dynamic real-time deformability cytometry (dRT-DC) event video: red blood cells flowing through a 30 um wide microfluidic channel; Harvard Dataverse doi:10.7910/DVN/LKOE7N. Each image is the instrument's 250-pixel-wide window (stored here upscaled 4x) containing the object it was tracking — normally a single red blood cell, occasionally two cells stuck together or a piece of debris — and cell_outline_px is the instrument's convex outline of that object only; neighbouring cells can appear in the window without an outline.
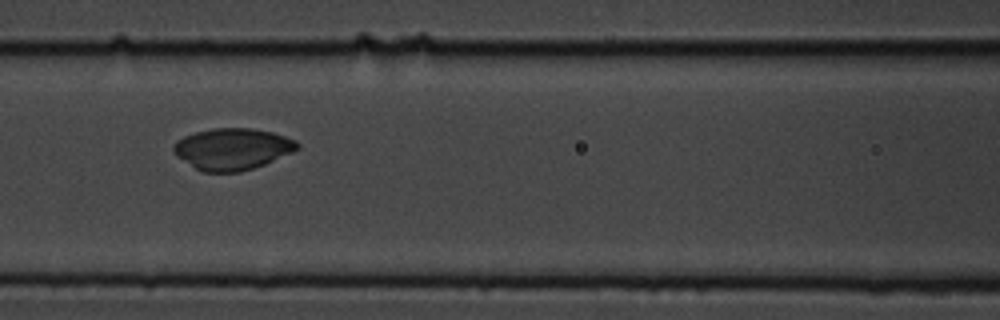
{"species": "common noctule bat (a hibernating species)", "species_latin": "Nyctalus noctula", "temperature_condition": "cold", "stored_images_in_passage": 8, "camera_frame_rate_fps": 3000, "um_per_image_px": 0.085, "animal": {"sex": "male", "body_mass_g": 19.5, "forearm_length_mm": 54.6}, "frame": {"image": 1, "passage_image": 6, "time_ms": 1.667, "image_size_px": [1000, 320], "cell_outline_px": [[300, 148], [292, 152], [264, 164], [240, 172], [204, 172], [196, 168], [176, 156], [172, 148], [176, 140], [184, 136], [196, 132], [212, 128], [252, 128], [272, 132], [296, 140], [300, 144]], "centroid_in_image_um": [19.75, 12.65], "position_along_channel_um": 146.8, "area_um2": 29.88}}
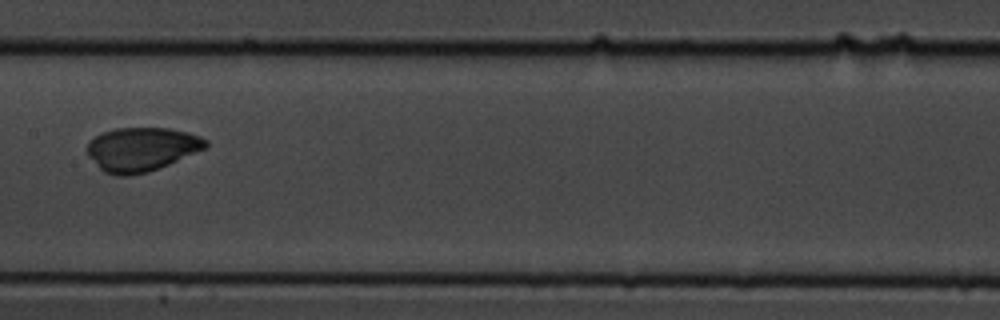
{"frame": {"image": 2, "passage_image": 7, "time_ms": 2.0, "image_size_px": [1000, 320], "cell_outline_px": [[208, 148], [148, 172], [128, 176], [116, 176], [104, 172], [88, 156], [88, 140], [104, 132], [116, 128], [168, 128], [188, 132], [200, 136], [208, 140]], "centroid_in_image_um": [12.06, 12.68], "position_along_channel_um": 195.3, "area_um2": 30.35}}
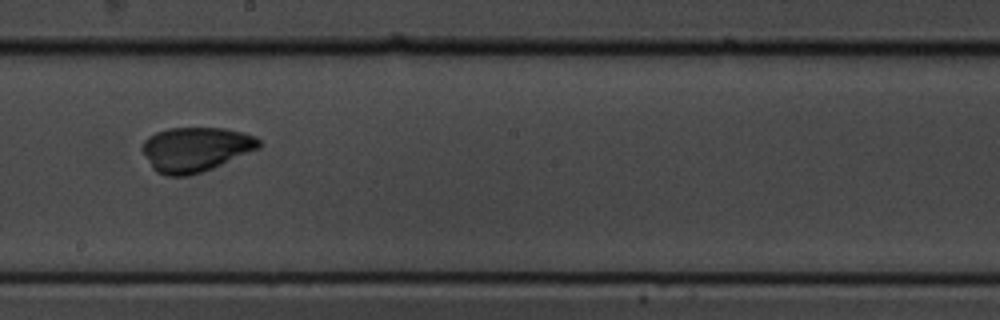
{"frame": {"image": 3, "passage_image": 8, "time_ms": 2.333, "image_size_px": [1000, 320], "cell_outline_px": [[264, 144], [260, 148], [212, 168], [188, 176], [168, 176], [156, 172], [152, 168], [140, 148], [144, 140], [148, 136], [156, 132], [168, 128], [224, 128], [244, 132], [256, 136]], "centroid_in_image_um": [16.62, 12.68], "position_along_channel_um": 231.6, "area_um2": 30.52}}